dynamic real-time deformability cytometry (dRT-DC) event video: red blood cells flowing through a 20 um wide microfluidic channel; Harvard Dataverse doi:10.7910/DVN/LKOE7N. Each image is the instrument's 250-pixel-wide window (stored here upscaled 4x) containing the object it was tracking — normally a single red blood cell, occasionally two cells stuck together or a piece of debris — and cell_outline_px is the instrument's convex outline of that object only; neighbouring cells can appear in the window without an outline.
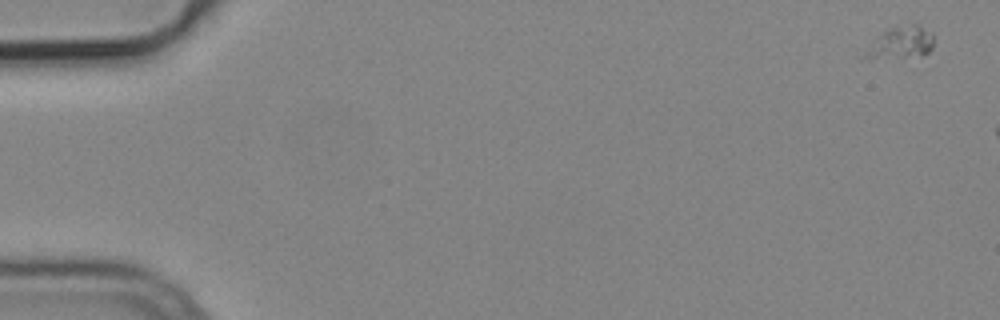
{"species": "common noctule bat (a hibernating species)", "species_latin": "Nyctalus noctula", "temperature_condition": "cold", "stored_images_in_passage": 6, "camera_frame_rate_fps": 3000, "um_per_image_px": 0.085, "animal": {"sex": "male", "body_mass_g": 19.2, "forearm_length_mm": 51.8}, "frame": {"image": 1, "passage_image": 1, "time_ms": 0.0, "image_size_px": [1000, 320], "cell_outline_px": [[932, 48], [924, 56], [864, 56], [880, 36], [884, 32], [896, 24], [916, 24], [932, 32]], "centroid_in_image_um": [76.74, 3.56], "position_along_channel_um": 8.3, "area_um2": 11.85}}
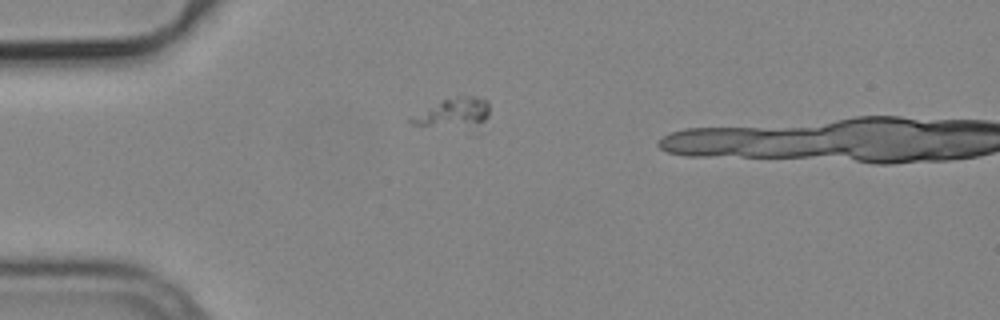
{"frame": {"image": 2, "passage_image": 5, "time_ms": 1.333, "image_size_px": [1000, 320], "cell_outline_px": [[488, 116], [484, 120], [432, 124], [408, 124], [408, 120], [428, 108], [444, 100], [456, 96], [476, 96], [488, 100]], "centroid_in_image_um": [38.58, 9.45], "position_along_channel_um": 46.4, "area_um2": 11.39}}